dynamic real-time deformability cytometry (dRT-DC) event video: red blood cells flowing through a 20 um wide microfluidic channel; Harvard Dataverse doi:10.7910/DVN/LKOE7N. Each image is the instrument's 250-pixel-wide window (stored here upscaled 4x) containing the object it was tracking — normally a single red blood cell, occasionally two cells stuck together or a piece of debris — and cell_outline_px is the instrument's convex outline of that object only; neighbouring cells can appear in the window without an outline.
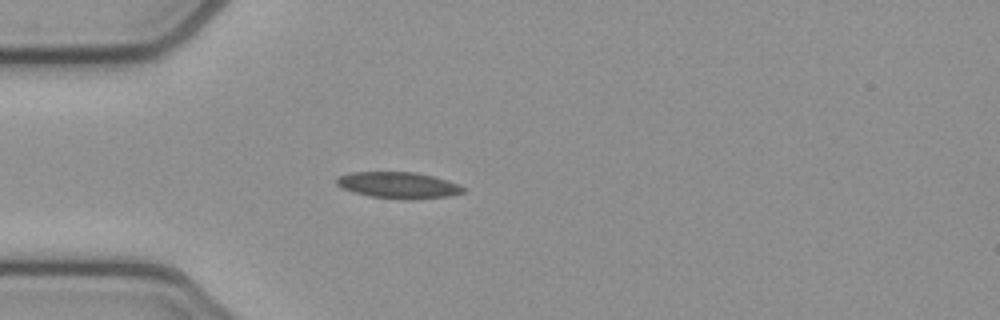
{"species": "common noctule bat (a hibernating species)", "species_latin": "Nyctalus noctula", "temperature_condition": "cold", "stored_images_in_passage": 23, "camera_frame_rate_fps": 3000, "um_per_image_px": 0.085, "animal": {"sex": "female", "body_mass_g": 21.9}, "frame": {"image": 1, "passage_image": 1, "time_ms": 0.0, "image_size_px": [1000, 320], "cell_outline_px": [[464, 192], [448, 196], [408, 200], [372, 196], [352, 192], [340, 188], [336, 184], [336, 180], [340, 176], [352, 172], [416, 172], [432, 176], [460, 184], [464, 188]], "centroid_in_image_um": [33.85, 15.74], "position_along_channel_um": 51.1, "area_um2": 19.36}}
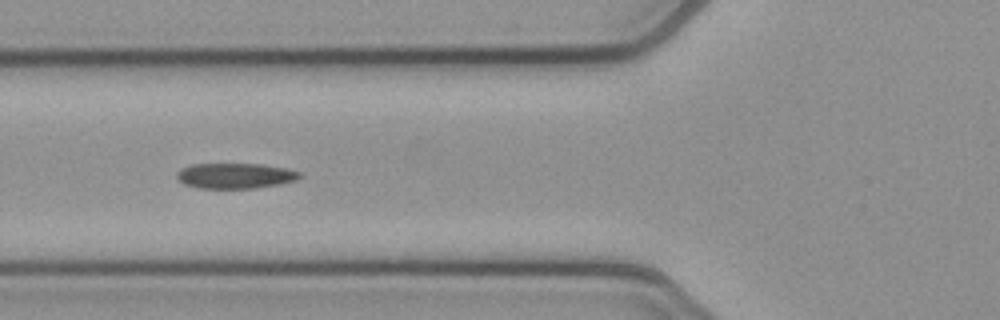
{"frame": {"image": 2, "passage_image": 6, "time_ms": 1.667, "image_size_px": [1000, 320], "cell_outline_px": [[304, 176], [296, 180], [280, 184], [256, 188], [196, 188], [184, 184], [176, 176], [176, 172], [180, 168], [192, 164], [264, 164], [288, 168], [300, 172]], "centroid_in_image_um": [20.02, 14.93], "position_along_channel_um": 105.8, "area_um2": 18.44}}
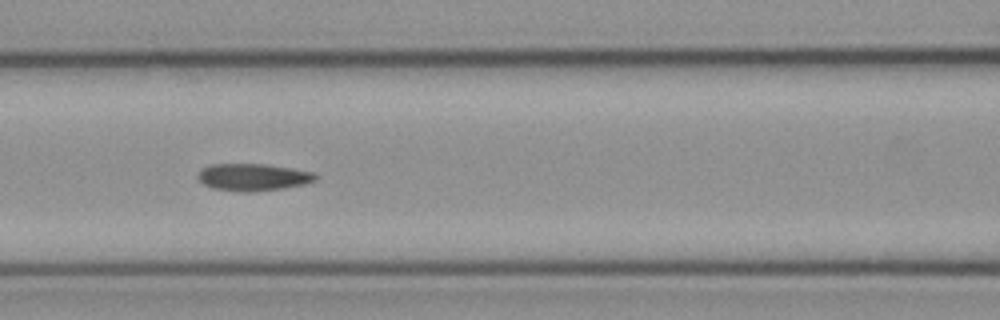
{"frame": {"image": 3, "passage_image": 9, "time_ms": 2.667, "image_size_px": [1000, 320], "cell_outline_px": [[320, 176], [316, 180], [304, 184], [284, 188], [256, 192], [240, 192], [212, 188], [204, 184], [196, 176], [208, 164], [264, 164], [292, 168], [316, 172]], "centroid_in_image_um": [21.56, 15.06], "position_along_channel_um": 145.0, "area_um2": 18.84}}